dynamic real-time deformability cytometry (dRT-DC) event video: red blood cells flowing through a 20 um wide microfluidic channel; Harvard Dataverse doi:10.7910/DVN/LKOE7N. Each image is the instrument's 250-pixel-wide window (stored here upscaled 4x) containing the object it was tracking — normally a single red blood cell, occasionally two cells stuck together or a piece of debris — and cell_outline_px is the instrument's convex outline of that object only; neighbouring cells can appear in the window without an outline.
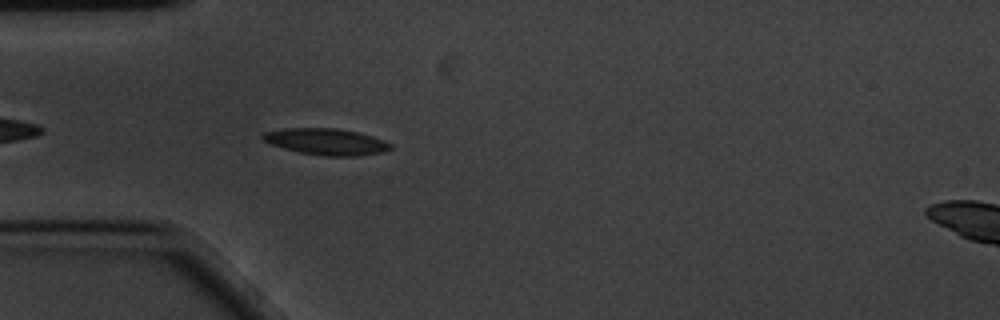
{"species": "common noctule bat (a hibernating species)", "species_latin": "Nyctalus noctula", "temperature_condition": "cold", "stored_images_in_passage": 45, "camera_frame_rate_fps": 3000, "um_per_image_px": 0.085, "animal": {"sex": "male", "body_mass_g": 20.1, "forearm_length_mm": 53.5}, "frame": {"image": 1, "passage_image": 5, "time_ms": 1.333, "image_size_px": [1000, 320], "cell_outline_px": [[392, 148], [384, 152], [356, 156], [324, 156], [300, 152], [284, 148], [272, 144], [264, 140], [260, 136], [264, 132], [284, 128], [336, 128], [356, 132], [372, 136], [384, 140], [392, 144]], "centroid_in_image_um": [27.75, 12.04], "position_along_channel_um": 57.3, "area_um2": 19.59}}
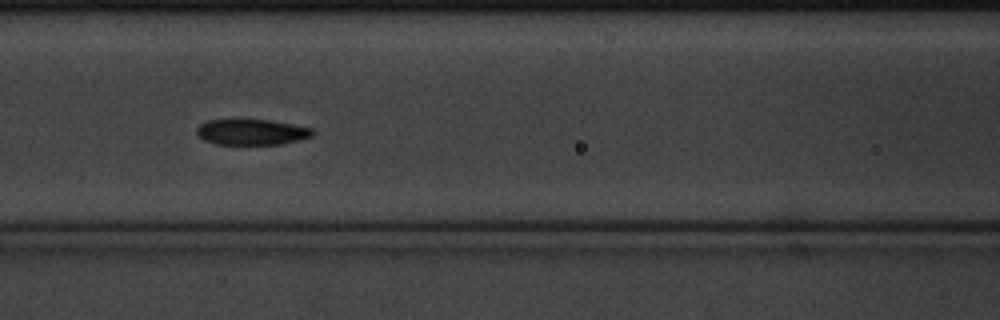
{"frame": {"image": 2, "passage_image": 13, "time_ms": 4.0, "image_size_px": [1000, 320], "cell_outline_px": [[316, 132], [312, 136], [300, 140], [280, 144], [216, 144], [204, 140], [196, 132], [196, 128], [200, 124], [208, 120], [268, 120], [292, 124], [312, 128]], "centroid_in_image_um": [21.41, 11.23], "position_along_channel_um": 145.2, "area_um2": 17.28}}
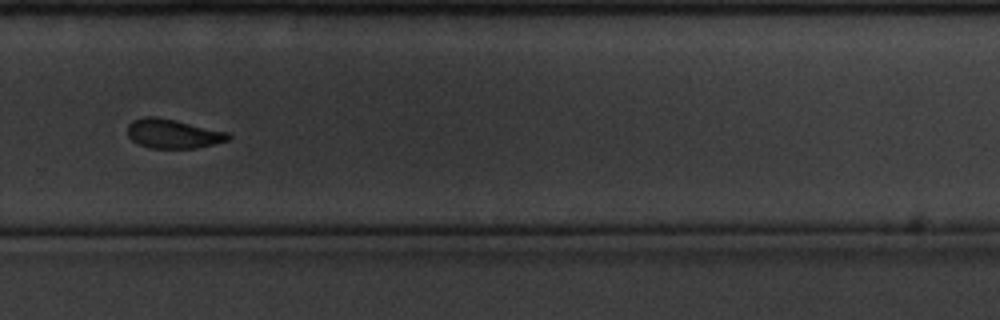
{"frame": {"image": 3, "passage_image": 28, "time_ms": 9.0, "image_size_px": [1000, 320], "cell_outline_px": [[232, 136], [228, 140], [196, 148], [152, 148], [140, 144], [132, 140], [128, 136], [128, 124], [132, 120], [144, 116], [156, 116], [228, 132]], "centroid_in_image_um": [14.69, 11.36], "position_along_channel_um": 315.1, "area_um2": 16.99}, "authors_computed_cell_mechanics": {"area_um2": 17.8602, "velocity_mm_per_s": 3.4115, "shape_relaxation_time_tau1_ms": 3.0709, "shape_relaxation_time_tau2_ms": 3.9857, "deformation_change_tau1": 0.1224, "deformation_change_tau2": 0.0796}}